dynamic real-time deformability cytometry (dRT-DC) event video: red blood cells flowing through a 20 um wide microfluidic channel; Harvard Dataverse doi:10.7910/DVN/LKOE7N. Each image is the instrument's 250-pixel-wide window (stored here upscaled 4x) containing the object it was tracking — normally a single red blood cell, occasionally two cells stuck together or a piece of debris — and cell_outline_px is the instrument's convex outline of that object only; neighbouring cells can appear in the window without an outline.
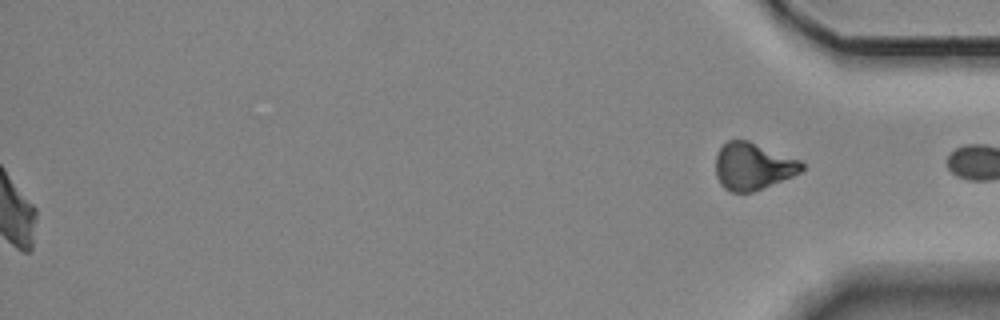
{"species": "Egyptian fruit bat (a non-hibernating species)", "species_latin": "Rousettus aegyptiacus", "temperature_condition": "room temperature", "stored_images_in_passage": 56, "segment_of_instrument_passage": [2, 2], "camera_frame_rate_fps": 3000, "um_per_image_px": 0.085, "animal": {"sex": "female"}, "frame": {"image": 1, "passage_image": 56, "time_ms": 18.333, "image_size_px": [1000, 320], "cell_outline_px": [[804, 168], [800, 172], [792, 176], [752, 192], [732, 192], [724, 188], [720, 184], [716, 176], [716, 156], [720, 148], [728, 140], [748, 140], [800, 160], [804, 164]], "centroid_in_image_um": [63.98, 14.13], "position_along_channel_um": 371.2, "area_um2": 23.47}}